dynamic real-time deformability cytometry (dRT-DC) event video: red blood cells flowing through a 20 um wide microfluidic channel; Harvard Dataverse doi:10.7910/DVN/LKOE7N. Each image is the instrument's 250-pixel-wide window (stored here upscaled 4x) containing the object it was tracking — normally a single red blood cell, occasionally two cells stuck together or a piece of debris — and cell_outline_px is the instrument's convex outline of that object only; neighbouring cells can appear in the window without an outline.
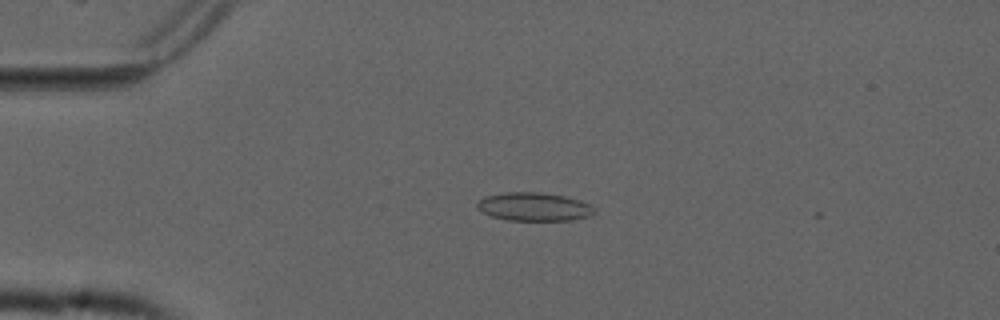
{"species": "common noctule bat (a hibernating species)", "species_latin": "Nyctalus noctula", "temperature_condition": "cold", "stored_images_in_passage": 39, "camera_frame_rate_fps": 3000, "um_per_image_px": 0.085, "animal": {"sex": "male", "forearm_length_mm": 52.5}, "frame": {"image": 1, "passage_image": 2, "time_ms": 0.333, "image_size_px": [1000, 320], "cell_outline_px": [[596, 212], [592, 216], [572, 220], [508, 220], [492, 216], [476, 208], [476, 204], [484, 196], [504, 192], [540, 192], [564, 196], [580, 200], [596, 208]], "centroid_in_image_um": [45.42, 17.57], "position_along_channel_um": 39.6, "area_um2": 19.48}}
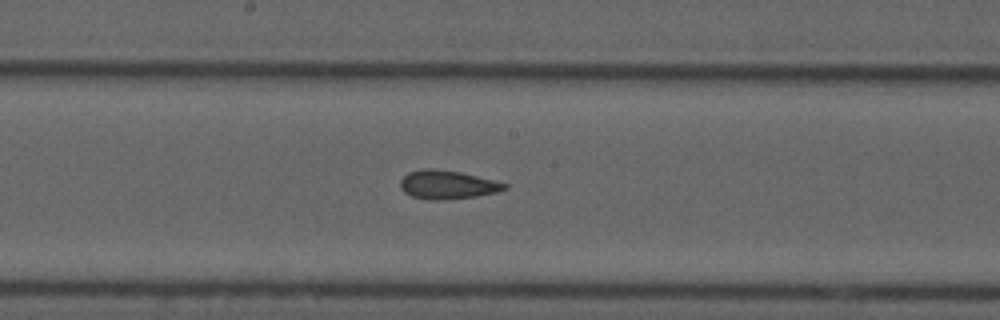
{"frame": {"image": 2, "passage_image": 18, "time_ms": 5.667, "image_size_px": [1000, 320], "cell_outline_px": [[508, 188], [496, 192], [476, 196], [440, 200], [428, 200], [412, 196], [404, 192], [400, 188], [400, 180], [408, 172], [424, 168], [432, 168], [460, 172], [508, 184]], "centroid_in_image_um": [37.99, 15.7], "position_along_channel_um": 210.2, "area_um2": 17.28}}
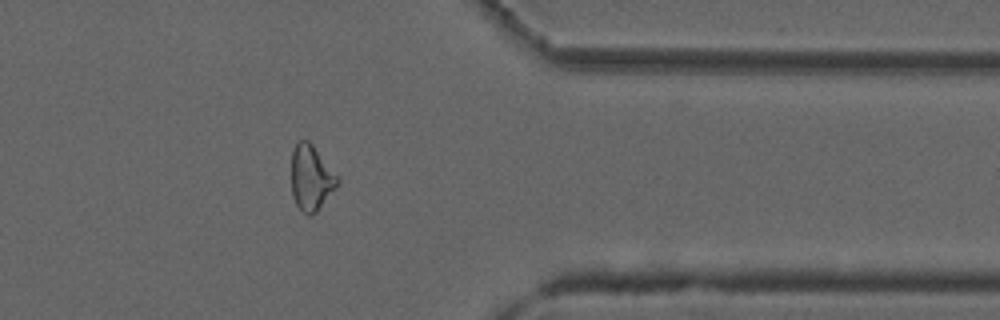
{"frame": {"image": 3, "passage_image": 33, "time_ms": 10.667, "image_size_px": [1000, 320], "cell_outline_px": [[340, 180], [336, 188], [316, 212], [312, 216], [308, 216], [296, 204], [292, 196], [292, 152], [296, 144], [300, 140], [308, 140], [312, 144], [340, 176]], "centroid_in_image_um": [26.48, 15.12], "position_along_channel_um": 384.9, "area_um2": 17.69}}